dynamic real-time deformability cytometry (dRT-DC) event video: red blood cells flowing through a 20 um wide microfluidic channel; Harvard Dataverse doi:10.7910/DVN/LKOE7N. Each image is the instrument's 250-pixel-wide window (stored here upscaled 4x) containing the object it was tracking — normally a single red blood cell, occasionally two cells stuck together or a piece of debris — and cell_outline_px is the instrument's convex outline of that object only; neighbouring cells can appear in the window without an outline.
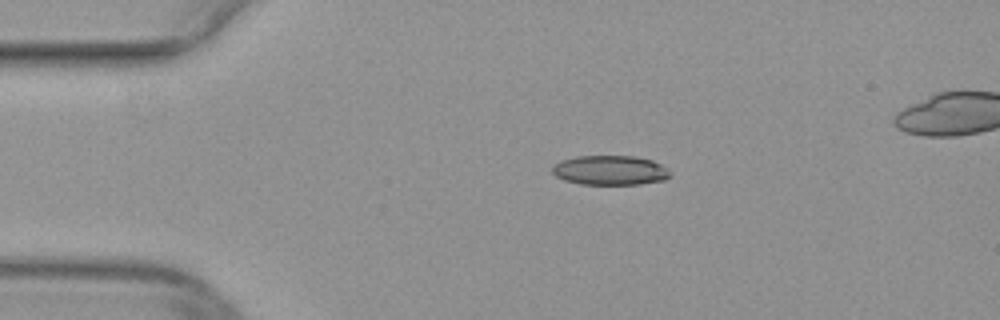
{"species": "common noctule bat (a hibernating species)", "species_latin": "Nyctalus noctula", "temperature_condition": "warm", "stored_images_in_passage": 48, "camera_frame_rate_fps": 3000, "um_per_image_px": 0.085, "animal": {"sex": "female", "body_mass_g": 29.2, "forearm_length_mm": 56.3}, "frame": {"image": 1, "passage_image": 10, "time_ms": 3.0, "image_size_px": [1000, 320], "cell_outline_px": [[668, 176], [664, 180], [640, 184], [580, 184], [564, 180], [556, 176], [552, 172], [552, 164], [560, 160], [576, 156], [636, 156], [652, 160], [668, 168]], "centroid_in_image_um": [51.81, 14.46], "position_along_channel_um": 33.2, "area_um2": 20.35}}
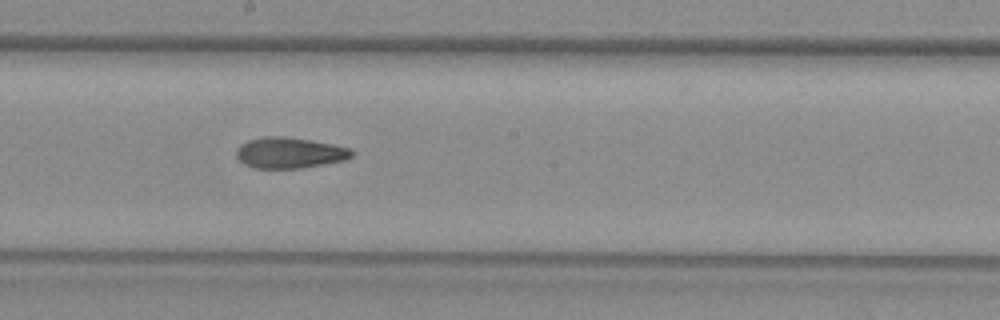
{"frame": {"image": 2, "passage_image": 27, "time_ms": 8.667, "image_size_px": [1000, 320], "cell_outline_px": [[356, 152], [352, 156], [344, 160], [304, 168], [252, 168], [244, 164], [236, 156], [236, 148], [240, 144], [248, 140], [268, 136], [284, 136], [312, 140], [352, 148]], "centroid_in_image_um": [24.62, 12.98], "position_along_channel_um": 223.6, "area_um2": 20.98}}
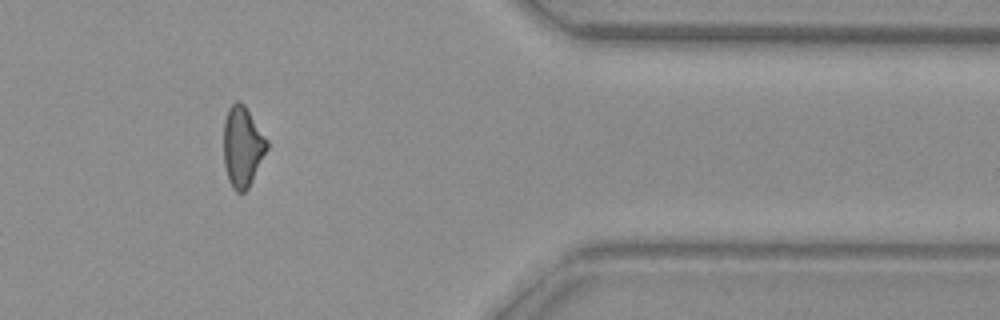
{"frame": {"image": 3, "passage_image": 41, "time_ms": 13.333, "image_size_px": [1000, 320], "cell_outline_px": [[268, 148], [248, 188], [244, 192], [236, 192], [232, 188], [228, 180], [224, 164], [224, 120], [228, 108], [236, 100], [240, 100], [244, 104], [268, 140]], "centroid_in_image_um": [20.6, 12.45], "position_along_channel_um": 390.8, "area_um2": 20.35}}